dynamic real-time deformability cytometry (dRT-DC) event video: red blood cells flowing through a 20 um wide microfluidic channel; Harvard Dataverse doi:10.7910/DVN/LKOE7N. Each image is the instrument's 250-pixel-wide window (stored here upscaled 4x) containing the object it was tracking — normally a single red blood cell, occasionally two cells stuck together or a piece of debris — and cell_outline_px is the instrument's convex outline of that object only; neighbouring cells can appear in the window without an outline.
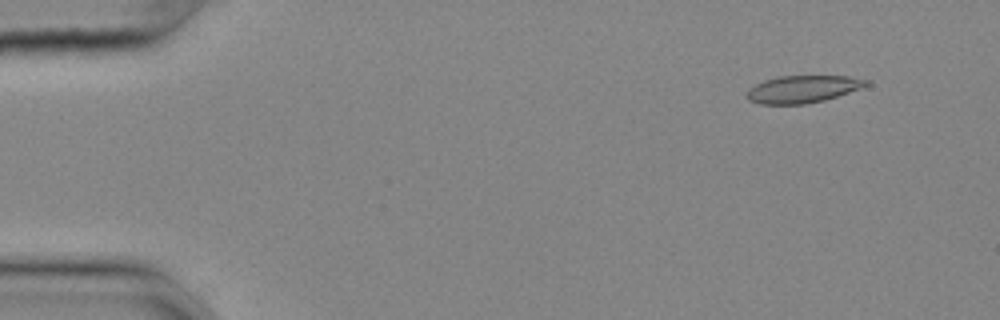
{"species": "common noctule bat (a hibernating species)", "species_latin": "Nyctalus noctula", "temperature_condition": "cold", "stored_images_in_passage": 51, "camera_frame_rate_fps": 3000, "um_per_image_px": 0.085, "animal": {"sex": "female", "body_mass_g": 25.1}, "frame": {"image": 1, "passage_image": 1, "time_ms": 0.0, "image_size_px": [1000, 320], "cell_outline_px": [[872, 84], [824, 100], [804, 104], [760, 104], [748, 100], [748, 88], [764, 80], [776, 76], [848, 76], [872, 80]], "centroid_in_image_um": [68.26, 7.56], "position_along_channel_um": 16.7, "area_um2": 19.02}}
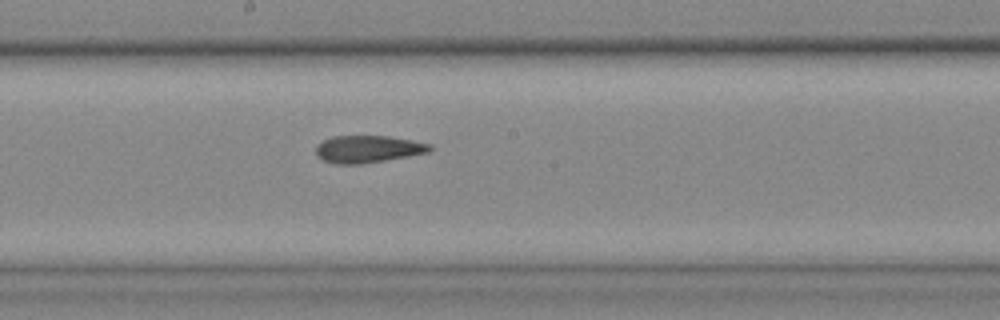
{"frame": {"image": 2, "passage_image": 26, "time_ms": 8.333, "image_size_px": [1000, 320], "cell_outline_px": [[432, 148], [428, 152], [408, 156], [360, 164], [336, 164], [324, 160], [316, 156], [316, 144], [332, 136], [388, 136], [412, 140], [432, 144]], "centroid_in_image_um": [31.25, 12.66], "position_along_channel_um": 216.9, "area_um2": 18.03}}
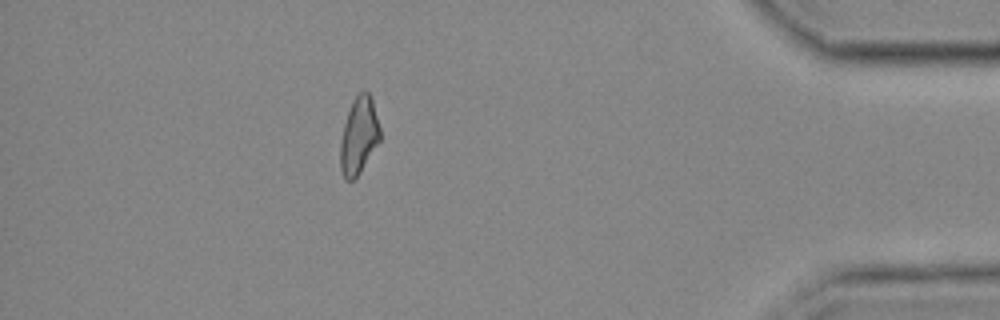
{"frame": {"image": 3, "passage_image": 45, "time_ms": 14.667, "image_size_px": [1000, 320], "cell_outline_px": [[380, 140], [360, 172], [352, 180], [344, 180], [340, 168], [340, 144], [344, 124], [352, 100], [360, 92], [368, 92], [372, 100], [380, 128]], "centroid_in_image_um": [30.49, 11.55], "position_along_channel_um": 404.7, "area_um2": 17.57}, "authors_computed_cell_mechanics": {"area_um2": 18.6116, "velocity_mm_per_s": 3.6587, "shape_relaxation_time_tau1_ms": null, "shape_relaxation_time_tau2_ms": 3.9294, "deformation_change_tau1": null, "deformation_change_tau2": 0.1286}}